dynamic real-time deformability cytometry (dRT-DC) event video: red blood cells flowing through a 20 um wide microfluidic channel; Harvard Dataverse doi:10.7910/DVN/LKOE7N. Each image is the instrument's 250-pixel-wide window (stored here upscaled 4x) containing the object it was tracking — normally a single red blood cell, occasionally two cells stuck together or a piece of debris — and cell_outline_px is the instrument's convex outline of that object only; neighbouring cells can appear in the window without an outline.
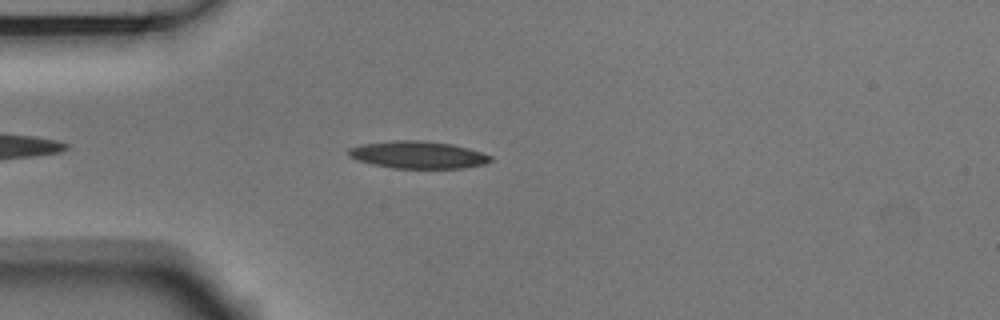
{"species": "Egyptian fruit bat (a non-hibernating species)", "species_latin": "Rousettus aegyptiacus", "temperature_condition": "room temperature", "stored_images_in_passage": 45, "camera_frame_rate_fps": 3000, "um_per_image_px": 0.085, "animal": {"sex": "male"}, "frame": {"image": 1, "passage_image": 6, "time_ms": 1.667, "image_size_px": [1000, 320], "cell_outline_px": [[492, 160], [484, 164], [464, 168], [392, 168], [372, 164], [356, 160], [348, 156], [348, 148], [360, 144], [392, 140], [420, 140], [452, 144], [468, 148], [492, 156]], "centroid_in_image_um": [35.48, 13.15], "position_along_channel_um": 49.5, "area_um2": 22.72}}
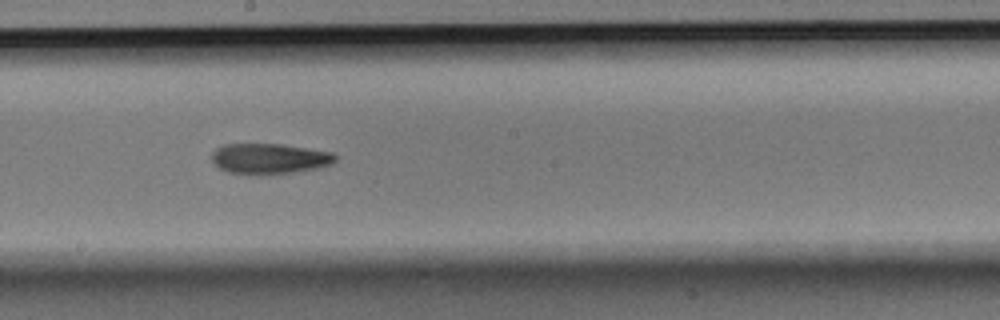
{"frame": {"image": 2, "passage_image": 21, "time_ms": 6.667, "image_size_px": [1000, 320], "cell_outline_px": [[336, 160], [332, 164], [316, 168], [292, 172], [260, 176], [228, 172], [220, 168], [212, 160], [212, 152], [216, 148], [224, 144], [284, 144], [332, 152], [336, 156]], "centroid_in_image_um": [22.89, 13.49], "position_along_channel_um": 225.3, "area_um2": 22.14}}
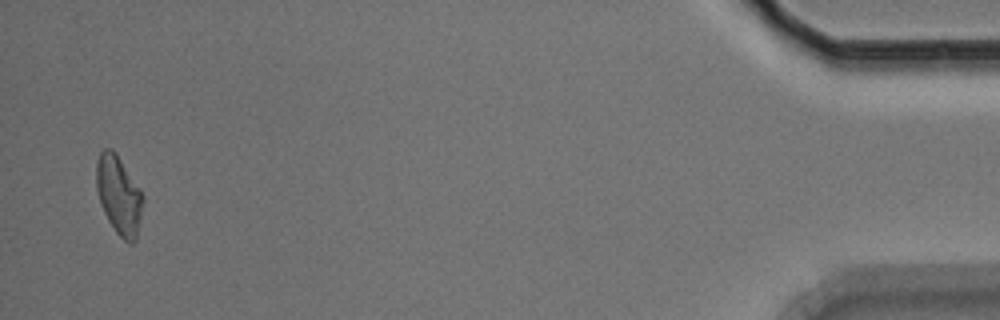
{"frame": {"image": 3, "passage_image": 44, "time_ms": 14.333, "image_size_px": [1000, 320], "cell_outline_px": [[144, 200], [136, 240], [132, 244], [128, 244], [116, 232], [108, 220], [100, 204], [96, 188], [96, 164], [100, 152], [104, 148], [112, 148], [116, 152], [140, 188], [144, 196]], "centroid_in_image_um": [10.11, 16.58], "position_along_channel_um": 425.1, "area_um2": 21.56}, "authors_computed_cell_mechanics": {"area_um2": 21.6172, "velocity_mm_per_s": 3.7265, "shape_relaxation_time_tau1_ms": 7.5055, "shape_relaxation_time_tau2_ms": 6.7461, "deformation_change_tau1": 0.1948, "deformation_change_tau2": 0.1712}}